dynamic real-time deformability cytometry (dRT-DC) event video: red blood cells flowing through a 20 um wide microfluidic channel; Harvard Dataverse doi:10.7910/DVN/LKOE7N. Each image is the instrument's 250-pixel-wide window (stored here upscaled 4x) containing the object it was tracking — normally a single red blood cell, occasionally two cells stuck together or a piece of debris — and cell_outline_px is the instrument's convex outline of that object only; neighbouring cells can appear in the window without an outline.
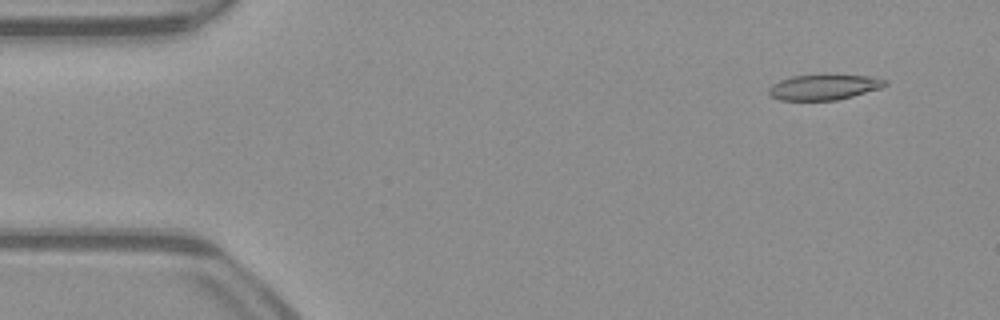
{"species": "common noctule bat (a hibernating species)", "species_latin": "Nyctalus noctula", "temperature_condition": "warm", "stored_images_in_passage": 51, "camera_frame_rate_fps": 3000, "um_per_image_px": 0.085, "animal": {"sex": "male", "body_mass_g": 23.1, "forearm_length_mm": 52.7}, "frame": {"image": 1, "passage_image": 4, "time_ms": 1.0, "image_size_px": [1000, 320], "cell_outline_px": [[888, 84], [880, 88], [852, 96], [836, 100], [780, 100], [768, 96], [768, 88], [772, 84], [780, 80], [792, 76], [868, 76], [888, 80]], "centroid_in_image_um": [69.99, 7.43], "position_along_channel_um": 15.0, "area_um2": 16.88}}
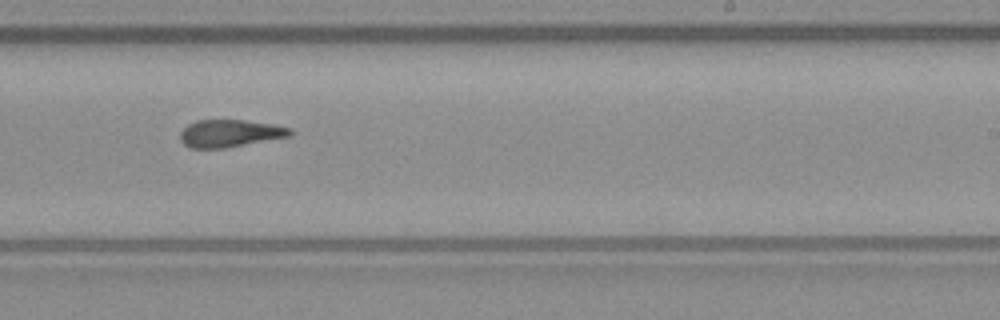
{"frame": {"image": 2, "passage_image": 31, "time_ms": 10.0, "image_size_px": [1000, 320], "cell_outline_px": [[292, 136], [224, 148], [188, 148], [180, 140], [180, 132], [188, 124], [196, 120], [244, 120], [272, 124], [292, 128]], "centroid_in_image_um": [19.54, 11.33], "position_along_channel_um": 269.5, "area_um2": 17.63}}
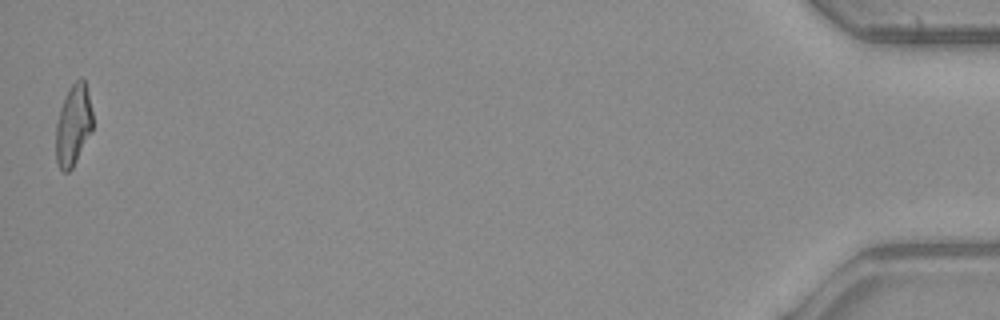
{"frame": {"image": 3, "passage_image": 51, "time_ms": 16.667, "image_size_px": [1000, 320], "cell_outline_px": [[92, 132], [72, 168], [68, 172], [64, 172], [60, 168], [56, 160], [56, 124], [60, 108], [68, 88], [80, 76], [84, 80], [92, 112]], "centroid_in_image_um": [6.22, 10.64], "position_along_channel_um": 429.0, "area_um2": 17.28}, "authors_computed_cell_mechanics": {"area_um2": 18.0336, "velocity_mm_per_s": 3.9896, "shape_relaxation_time_tau1_ms": null, "shape_relaxation_time_tau2_ms": 5.3387, "deformation_change_tau1": null, "deformation_change_tau2": 0.1722}}